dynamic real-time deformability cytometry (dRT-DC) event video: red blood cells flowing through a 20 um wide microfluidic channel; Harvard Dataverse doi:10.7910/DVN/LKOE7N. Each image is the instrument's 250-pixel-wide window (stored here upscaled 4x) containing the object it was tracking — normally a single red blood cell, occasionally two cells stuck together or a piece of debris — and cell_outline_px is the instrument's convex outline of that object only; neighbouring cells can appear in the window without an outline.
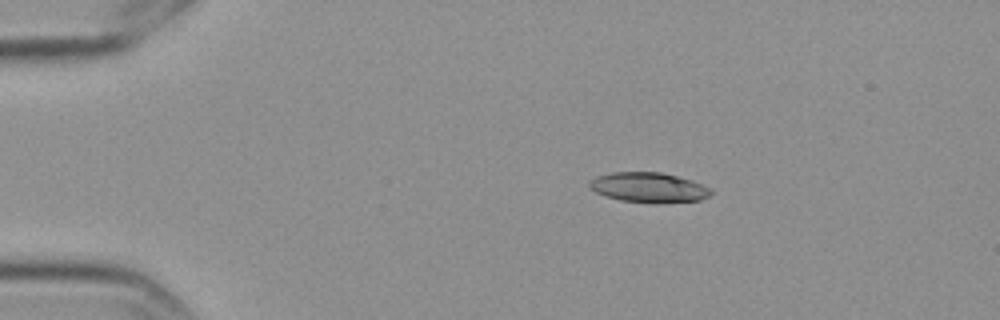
{"species": "Egyptian fruit bat (a non-hibernating species)", "species_latin": "Rousettus aegyptiacus", "temperature_condition": "cold", "stored_images_in_passage": 5, "camera_frame_rate_fps": 3000, "um_per_image_px": 0.085, "frame": {"image": 1, "passage_image": 2, "time_ms": 0.333, "image_size_px": [1000, 320], "cell_outline_px": [[712, 192], [708, 196], [700, 200], [656, 204], [652, 204], [620, 200], [604, 196], [588, 188], [588, 180], [596, 176], [612, 172], [660, 172], [692, 180], [712, 188]], "centroid_in_image_um": [55.11, 15.94], "position_along_channel_um": 29.9, "area_um2": 21.62}}